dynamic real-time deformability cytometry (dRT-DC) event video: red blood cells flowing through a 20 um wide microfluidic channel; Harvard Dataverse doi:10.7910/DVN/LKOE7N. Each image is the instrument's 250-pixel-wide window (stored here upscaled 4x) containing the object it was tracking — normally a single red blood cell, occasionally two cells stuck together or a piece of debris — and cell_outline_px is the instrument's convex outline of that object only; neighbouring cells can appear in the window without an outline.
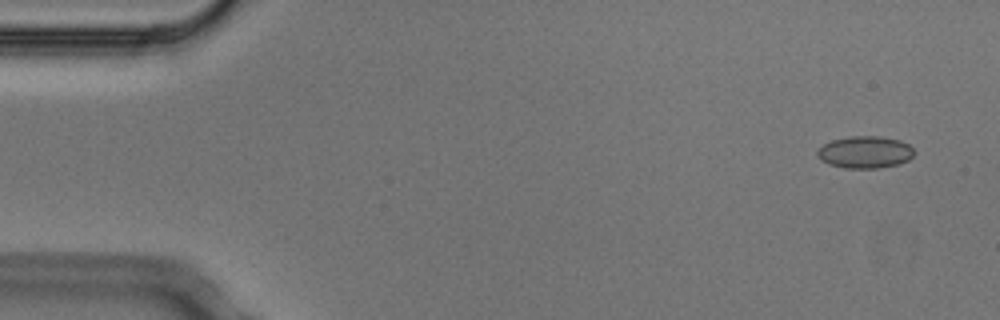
{"species": "Egyptian fruit bat (a non-hibernating species)", "species_latin": "Rousettus aegyptiacus", "temperature_condition": "cold", "stored_images_in_passage": 4, "camera_frame_rate_fps": 3000, "um_per_image_px": 0.085, "animal": {"sex": "male"}, "frame": {"image": 1, "passage_image": 1, "time_ms": 0.0, "image_size_px": [1000, 320], "cell_outline_px": [[916, 152], [908, 160], [896, 164], [876, 168], [844, 168], [828, 164], [820, 160], [816, 156], [816, 152], [824, 144], [832, 140], [848, 136], [876, 136], [900, 140], [908, 144]], "centroid_in_image_um": [73.5, 12.93], "position_along_channel_um": 11.5, "area_um2": 18.09}}
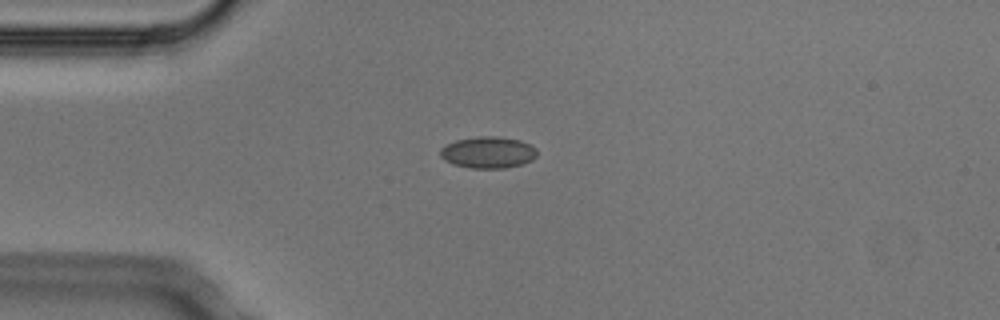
{"frame": {"image": 2, "passage_image": 4, "time_ms": 1.0, "image_size_px": [1000, 320], "cell_outline_px": [[536, 156], [532, 160], [520, 164], [504, 168], [472, 168], [452, 164], [444, 160], [440, 156], [440, 148], [456, 140], [476, 136], [496, 136], [520, 140], [536, 148]], "centroid_in_image_um": [41.46, 12.95], "position_along_channel_um": 43.5, "area_um2": 17.74}}